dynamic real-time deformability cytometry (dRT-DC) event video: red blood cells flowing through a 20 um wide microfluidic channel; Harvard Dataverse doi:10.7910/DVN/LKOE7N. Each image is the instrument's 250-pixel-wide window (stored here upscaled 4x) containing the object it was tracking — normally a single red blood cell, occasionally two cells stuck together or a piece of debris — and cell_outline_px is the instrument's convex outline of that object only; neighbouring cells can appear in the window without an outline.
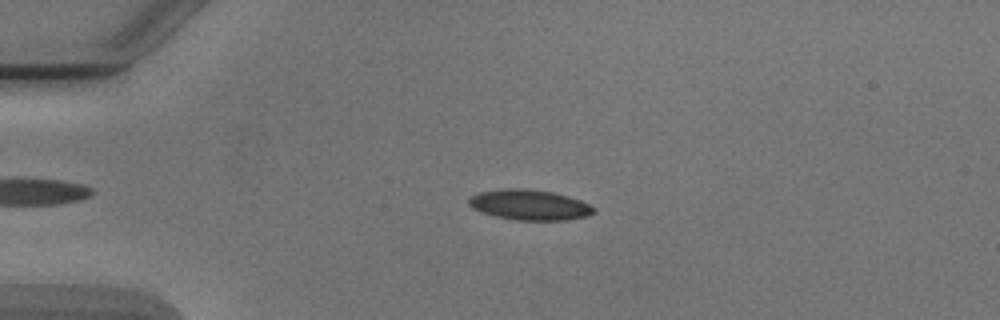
{"species": "Egyptian fruit bat (a non-hibernating species)", "species_latin": "Rousettus aegyptiacus", "temperature_condition": "cold", "stored_images_in_passage": 4, "camera_frame_rate_fps": 3000, "um_per_image_px": 0.085, "animal": {"sex": "male"}, "frame": {"image": 1, "passage_image": 3, "time_ms": 2.333, "image_size_px": [1000, 320], "cell_outline_px": [[596, 212], [588, 216], [568, 220], [516, 220], [496, 216], [472, 208], [468, 204], [468, 196], [480, 192], [504, 188], [524, 188], [552, 192], [568, 196], [580, 200], [596, 208]], "centroid_in_image_um": [45.02, 17.41], "position_along_channel_um": 40.0, "area_um2": 22.2}}